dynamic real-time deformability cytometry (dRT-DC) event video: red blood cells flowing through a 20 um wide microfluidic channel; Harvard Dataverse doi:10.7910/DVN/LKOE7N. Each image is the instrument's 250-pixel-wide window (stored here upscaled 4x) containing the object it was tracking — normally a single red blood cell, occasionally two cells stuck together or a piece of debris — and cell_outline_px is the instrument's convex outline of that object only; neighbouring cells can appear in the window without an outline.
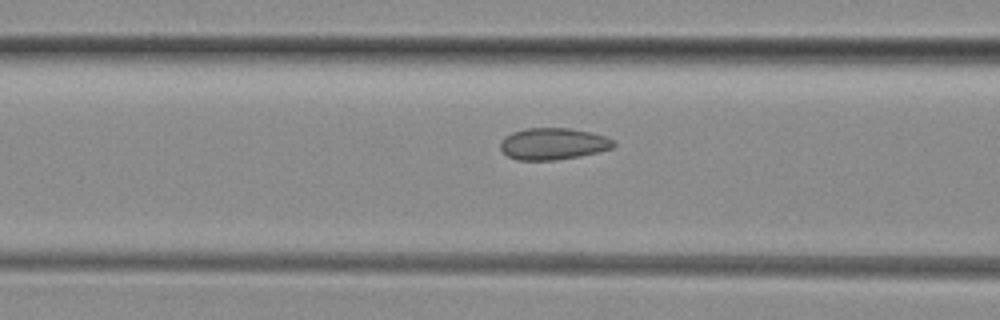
{"species": "common noctule bat (a hibernating species)", "species_latin": "Nyctalus noctula", "temperature_condition": "room temperature", "stored_images_in_passage": 15, "camera_frame_rate_fps": 3000, "um_per_image_px": 0.085, "animal": {"sex": "female", "body_mass_g": 29.2, "forearm_length_mm": 56.3}, "frame": {"image": 1, "passage_image": 7, "time_ms": 2.0, "image_size_px": [1000, 320], "cell_outline_px": [[616, 144], [612, 148], [580, 156], [556, 160], [516, 160], [508, 156], [500, 148], [500, 140], [504, 136], [512, 132], [524, 128], [568, 128], [592, 132], [604, 136], [612, 140]], "centroid_in_image_um": [46.97, 12.22], "position_along_channel_um": 119.6, "area_um2": 20.98}}
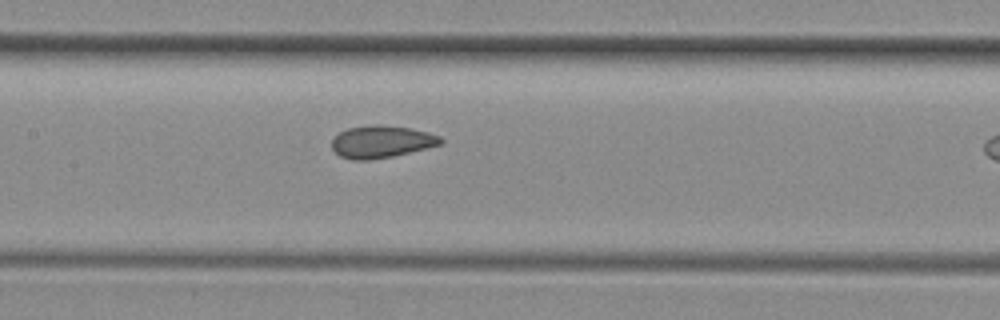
{"frame": {"image": 2, "passage_image": 11, "time_ms": 3.333, "image_size_px": [1000, 320], "cell_outline_px": [[444, 140], [440, 144], [392, 156], [368, 160], [352, 160], [340, 156], [332, 148], [332, 140], [340, 132], [348, 128], [372, 124], [376, 124], [408, 128], [428, 132], [440, 136]], "centroid_in_image_um": [32.39, 12.04], "position_along_channel_um": 175.0, "area_um2": 20.17}}